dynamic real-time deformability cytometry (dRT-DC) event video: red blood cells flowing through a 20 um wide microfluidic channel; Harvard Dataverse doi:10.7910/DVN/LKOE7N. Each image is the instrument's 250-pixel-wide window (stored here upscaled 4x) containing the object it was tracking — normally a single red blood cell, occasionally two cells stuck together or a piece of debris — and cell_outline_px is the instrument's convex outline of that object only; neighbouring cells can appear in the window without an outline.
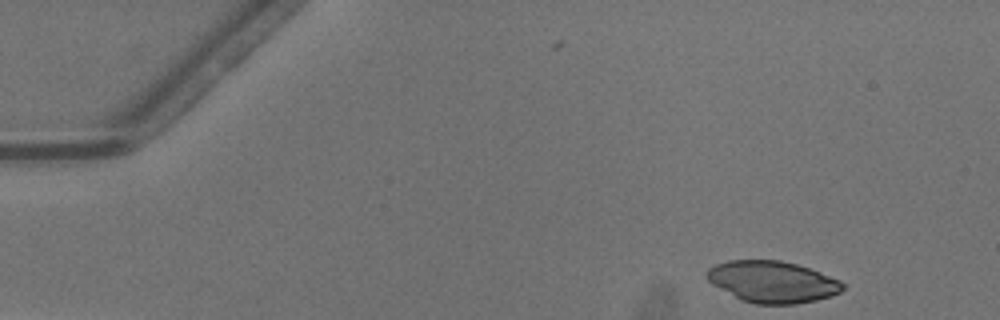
{"species": "common noctule bat (a hibernating species)", "species_latin": "Nyctalus noctula", "temperature_condition": "warm", "stored_images_in_passage": 41, "camera_frame_rate_fps": 3000, "um_per_image_px": 0.085, "animal": {"sex": "male", "body_mass_g": 13.3}, "frame": {"image": 1, "passage_image": 1, "time_ms": 0.0, "image_size_px": [1000, 320], "cell_outline_px": [[844, 288], [840, 292], [832, 296], [816, 300], [796, 304], [752, 304], [740, 300], [712, 284], [704, 276], [708, 268], [716, 264], [728, 260], [780, 260], [796, 264], [808, 268], [840, 280], [844, 284]], "centroid_in_image_um": [65.62, 23.96], "position_along_channel_um": 19.4, "area_um2": 33.06}}